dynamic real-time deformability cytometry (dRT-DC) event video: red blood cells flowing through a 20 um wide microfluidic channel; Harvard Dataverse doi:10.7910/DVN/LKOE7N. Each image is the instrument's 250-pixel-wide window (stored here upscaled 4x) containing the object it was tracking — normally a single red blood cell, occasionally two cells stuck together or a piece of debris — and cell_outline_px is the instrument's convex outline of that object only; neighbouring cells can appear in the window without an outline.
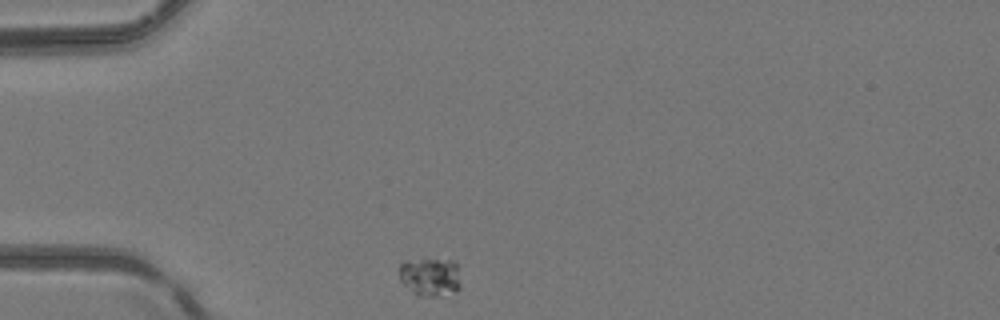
{"species": "common noctule bat (a hibernating species)", "species_latin": "Nyctalus noctula", "temperature_condition": "room temperature", "stored_images_in_passage": 31, "camera_frame_rate_fps": 3000, "um_per_image_px": 0.085, "animal": {"sex": "female", "body_mass_g": 24.6, "forearm_length_mm": 56.2}, "frame": {"image": 1, "passage_image": 1, "time_ms": 0.0, "image_size_px": [1000, 320], "cell_outline_px": [[460, 288], [456, 292], [440, 296], [416, 296], [400, 280], [400, 264], [404, 260], [424, 256], [452, 260], [456, 264], [460, 284]], "centroid_in_image_um": [36.55, 23.48], "position_along_channel_um": 48.5, "area_um2": 14.45}}
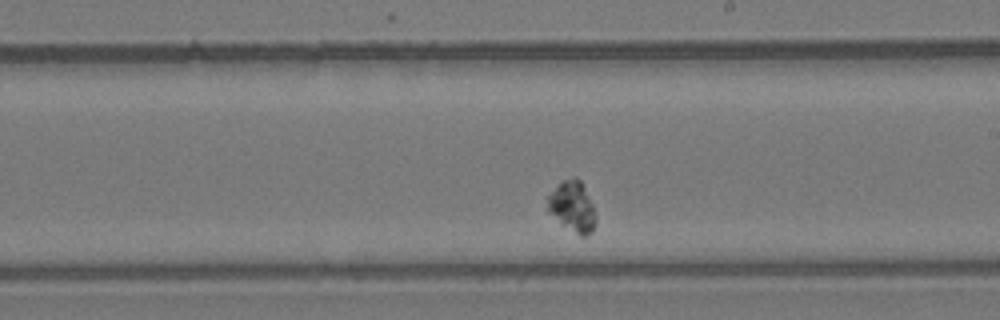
{"frame": {"image": 2, "passage_image": 18, "time_ms": 5.667, "image_size_px": [1000, 320], "cell_outline_px": [[596, 220], [592, 232], [584, 236], [580, 236], [560, 224], [548, 212], [548, 196], [560, 180], [572, 176], [576, 176], [584, 184], [592, 204], [596, 216]], "centroid_in_image_um": [48.65, 17.53], "position_along_channel_um": 240.3, "area_um2": 14.51}}
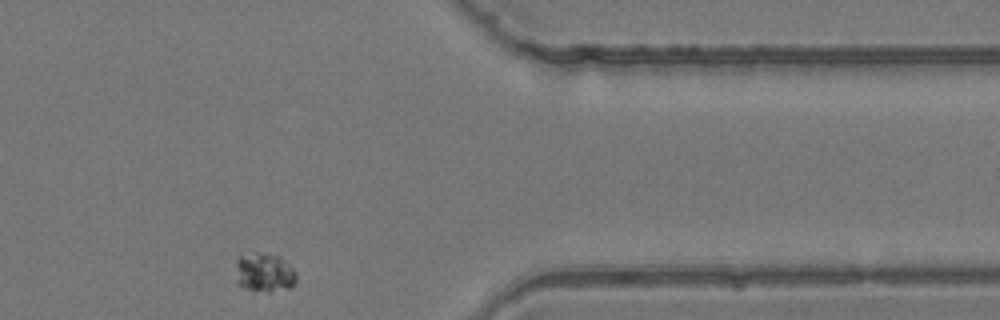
{"frame": {"image": 3, "passage_image": 31, "time_ms": 10.0, "image_size_px": [1000, 320], "cell_outline_px": [[296, 280], [292, 288], [268, 292], [244, 288], [236, 284], [236, 260], [240, 256], [256, 252], [280, 256], [296, 272]], "centroid_in_image_um": [22.46, 23.18], "position_along_channel_um": 388.9, "area_um2": 13.93}}